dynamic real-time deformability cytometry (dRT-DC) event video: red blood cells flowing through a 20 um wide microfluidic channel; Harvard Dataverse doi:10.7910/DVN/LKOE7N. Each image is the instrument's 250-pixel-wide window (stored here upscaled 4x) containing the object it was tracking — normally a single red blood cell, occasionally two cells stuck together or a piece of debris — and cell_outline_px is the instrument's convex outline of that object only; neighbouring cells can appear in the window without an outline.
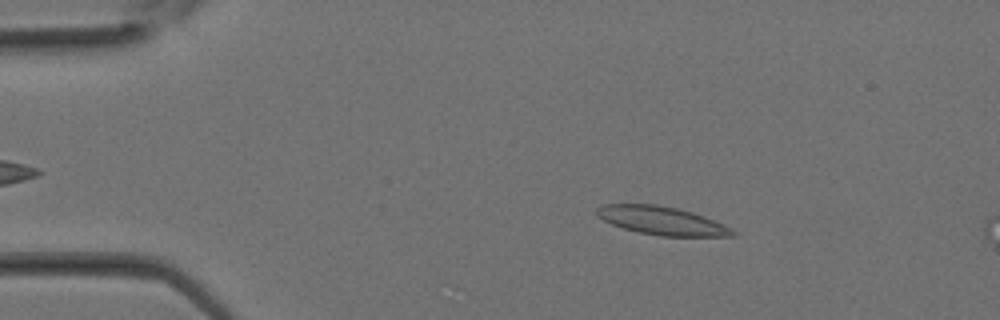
{"species": "Egyptian fruit bat (a non-hibernating species)", "species_latin": "Rousettus aegyptiacus", "temperature_condition": "room temperature", "stored_images_in_passage": 6, "camera_frame_rate_fps": 3000, "um_per_image_px": 0.085, "animal": {"sex": "female"}, "frame": {"image": 1, "passage_image": 5, "time_ms": 1.333, "image_size_px": [1000, 320], "cell_outline_px": [[736, 236], [660, 236], [640, 232], [624, 228], [612, 224], [596, 216], [596, 208], [604, 204], [656, 204], [676, 208], [692, 212], [704, 216], [724, 224], [732, 228], [736, 232]], "centroid_in_image_um": [56.27, 18.75], "position_along_channel_um": 28.7, "area_um2": 22.37}}